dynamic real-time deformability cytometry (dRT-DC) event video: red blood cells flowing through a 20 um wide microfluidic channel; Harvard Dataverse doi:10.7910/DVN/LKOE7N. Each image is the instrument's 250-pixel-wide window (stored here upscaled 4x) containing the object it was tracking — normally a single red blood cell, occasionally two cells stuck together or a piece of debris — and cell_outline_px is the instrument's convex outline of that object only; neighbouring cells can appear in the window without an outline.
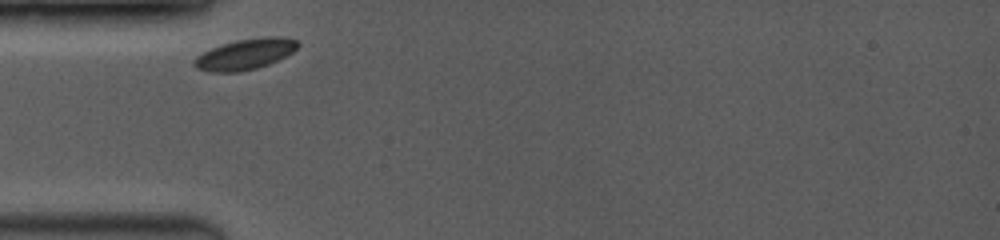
{"species": "common noctule bat (a hibernating species)", "species_latin": "Nyctalus noctula", "temperature_condition": "room temperature", "stored_images_in_passage": 18, "camera_frame_rate_fps": 3500, "um_per_image_px": 0.085, "animal": {"sex": "female", "body_mass_g": 19.0, "forearm_length_mm": 53.3}, "frame": {"image": 1, "passage_image": 1, "time_ms": 0.0, "image_size_px": [1000, 240], "cell_outline_px": [[300, 44], [292, 52], [268, 64], [256, 68], [240, 72], [208, 72], [196, 68], [192, 64], [192, 60], [196, 56], [212, 48], [236, 40], [268, 36], [280, 36], [296, 40]], "centroid_in_image_um": [20.8, 4.61], "position_along_channel_um": 64.2, "area_um2": 18.44}}
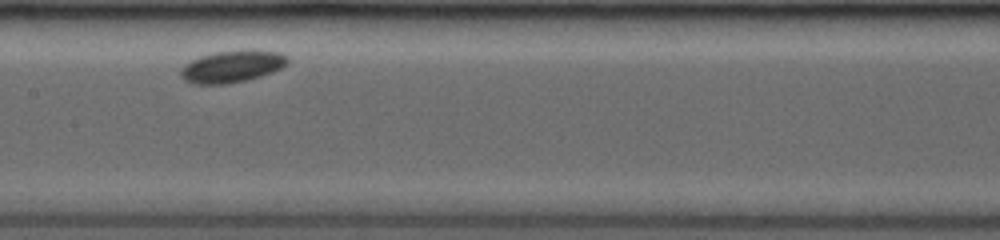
{"frame": {"image": 2, "passage_image": 8, "time_ms": 3.429, "image_size_px": [1000, 240], "cell_outline_px": [[288, 64], [272, 72], [248, 80], [228, 84], [192, 84], [184, 80], [180, 76], [180, 72], [184, 64], [200, 56], [216, 52], [280, 52], [288, 56]], "centroid_in_image_um": [19.68, 5.7], "position_along_channel_um": 187.7, "area_um2": 19.42}}
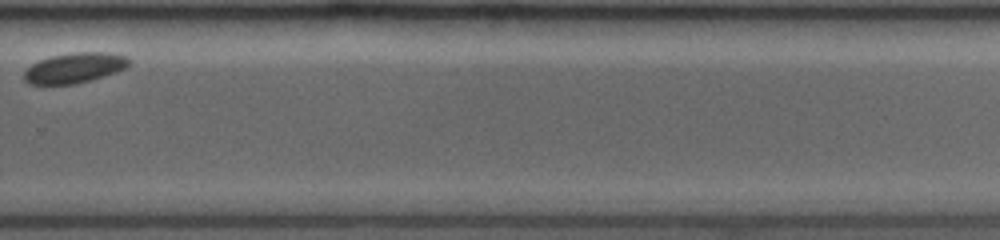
{"frame": {"image": 3, "passage_image": 16, "time_ms": 7.143, "image_size_px": [1000, 240], "cell_outline_px": [[132, 64], [124, 68], [92, 80], [72, 84], [28, 84], [24, 80], [24, 72], [32, 64], [40, 60], [52, 56], [72, 52], [112, 52], [128, 56], [132, 60]], "centroid_in_image_um": [6.38, 5.75], "position_along_channel_um": 323.4, "area_um2": 18.55}}